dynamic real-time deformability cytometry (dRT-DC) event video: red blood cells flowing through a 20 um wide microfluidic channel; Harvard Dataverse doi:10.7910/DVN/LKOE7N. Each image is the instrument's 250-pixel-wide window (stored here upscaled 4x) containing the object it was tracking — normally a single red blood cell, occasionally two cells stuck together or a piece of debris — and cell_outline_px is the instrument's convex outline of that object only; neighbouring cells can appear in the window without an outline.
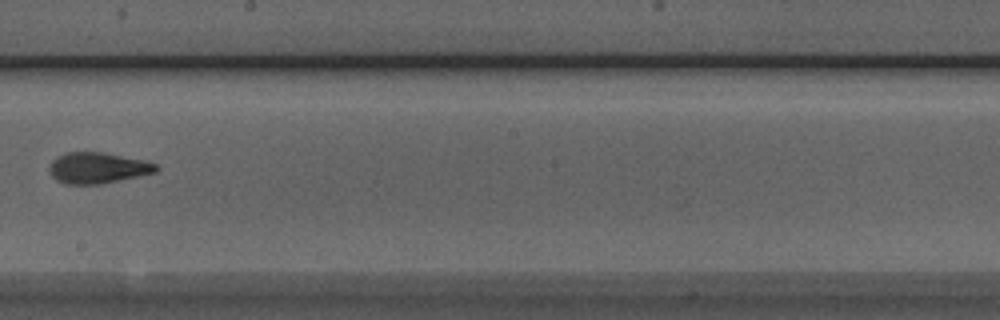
{"species": "Egyptian fruit bat (a non-hibernating species)", "species_latin": "Rousettus aegyptiacus", "temperature_condition": "room temperature", "stored_images_in_passage": 8, "camera_frame_rate_fps": 3000, "um_per_image_px": 0.085, "animal": {"sex": "male"}, "frame": {"image": 1, "passage_image": 8, "time_ms": 8.667, "image_size_px": [1000, 320], "cell_outline_px": [[160, 168], [156, 172], [140, 176], [100, 184], [64, 184], [56, 180], [48, 172], [48, 168], [52, 160], [56, 156], [68, 152], [104, 152], [148, 160], [156, 164]], "centroid_in_image_um": [8.31, 14.26], "position_along_channel_um": 239.9, "area_um2": 19.65}}